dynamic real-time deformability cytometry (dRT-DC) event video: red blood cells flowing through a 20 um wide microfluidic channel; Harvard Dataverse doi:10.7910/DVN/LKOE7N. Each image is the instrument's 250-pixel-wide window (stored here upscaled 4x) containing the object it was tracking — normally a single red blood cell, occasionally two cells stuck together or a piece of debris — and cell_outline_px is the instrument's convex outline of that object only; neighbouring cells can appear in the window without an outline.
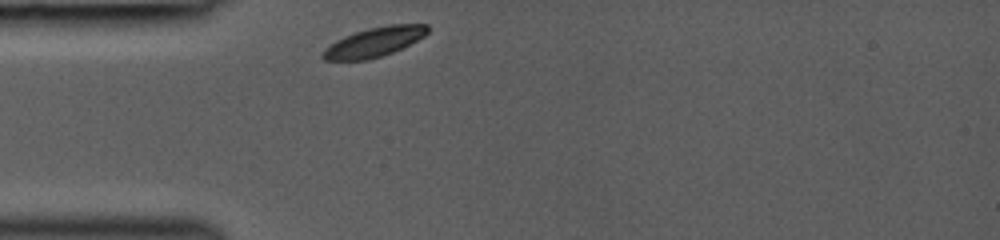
{"species": "common noctule bat (a hibernating species)", "species_latin": "Nyctalus noctula", "temperature_condition": "room temperature", "stored_images_in_passage": 3, "camera_frame_rate_fps": 3000, "um_per_image_px": 0.085, "animal": {"sex": "female", "body_mass_g": 19.0, "forearm_length_mm": 53.3}, "frame": {"image": 1, "passage_image": 1, "time_ms": 0.0, "image_size_px": [1000, 240], "cell_outline_px": [[428, 32], [424, 36], [392, 52], [368, 60], [324, 60], [320, 56], [324, 48], [336, 40], [344, 36], [368, 28], [388, 24], [428, 24]], "centroid_in_image_um": [31.77, 3.57], "position_along_channel_um": 53.2, "area_um2": 17.86}}